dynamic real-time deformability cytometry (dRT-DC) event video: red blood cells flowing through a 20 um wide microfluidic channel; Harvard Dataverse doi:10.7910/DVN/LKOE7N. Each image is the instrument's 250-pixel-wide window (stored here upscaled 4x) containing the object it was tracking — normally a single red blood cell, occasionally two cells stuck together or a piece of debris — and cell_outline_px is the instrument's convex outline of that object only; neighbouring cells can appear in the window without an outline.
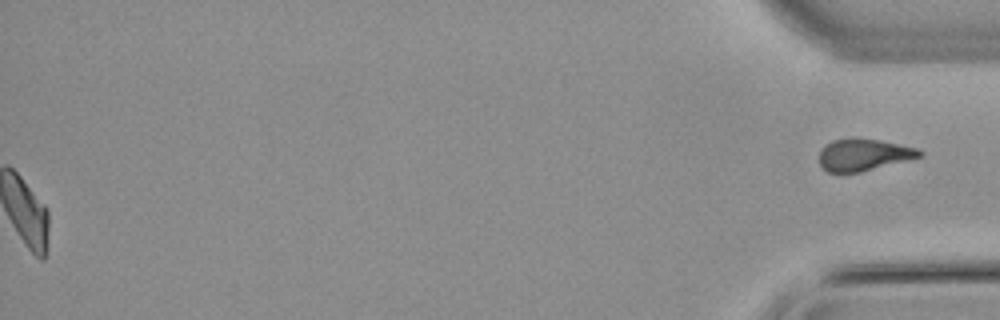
{"species": "common noctule bat (a hibernating species)", "species_latin": "Nyctalus noctula", "temperature_condition": "warm", "stored_images_in_passage": 55, "segment_of_instrument_passage": [2, 2], "camera_frame_rate_fps": 3000, "um_per_image_px": 0.085, "animal": {"sex": "male", "body_mass_g": 21.5, "forearm_length_mm": 52.0}, "frame": {"image": 1, "passage_image": 55, "time_ms": 18.0, "image_size_px": [1000, 320], "cell_outline_px": [[924, 156], [860, 172], [828, 172], [820, 164], [820, 148], [824, 144], [832, 140], [880, 140], [920, 148], [924, 152]], "centroid_in_image_um": [73.46, 13.17], "position_along_channel_um": 361.7, "area_um2": 18.38}}